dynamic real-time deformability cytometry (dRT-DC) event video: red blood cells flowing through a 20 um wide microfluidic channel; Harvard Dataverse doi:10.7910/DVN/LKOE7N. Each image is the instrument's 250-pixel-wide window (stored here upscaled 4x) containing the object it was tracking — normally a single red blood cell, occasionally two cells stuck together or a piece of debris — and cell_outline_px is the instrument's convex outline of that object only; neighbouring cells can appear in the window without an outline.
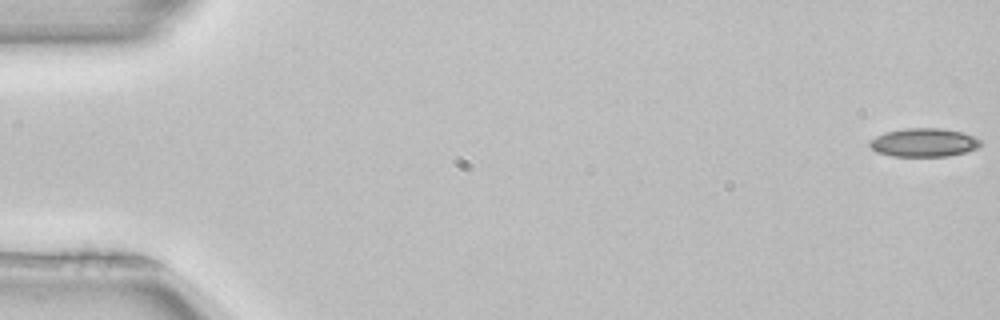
{"species": "common noctule bat (a hibernating species)", "species_latin": "Nyctalus noctula", "temperature_condition": "room temperature", "stored_images_in_passage": 53, "camera_frame_rate_fps": 3000, "um_per_image_px": 0.085, "animal": {"sex": "female", "body_mass_g": 22.7, "forearm_length_mm": 54.2}, "frame": {"image": 1, "passage_image": 1, "time_ms": 0.0, "image_size_px": [1000, 320], "cell_outline_px": [[984, 144], [976, 148], [964, 152], [948, 156], [892, 156], [876, 152], [868, 144], [868, 140], [884, 132], [904, 128], [940, 128], [960, 132], [972, 136], [980, 140]], "centroid_in_image_um": [78.48, 12.11], "position_along_channel_um": 6.5, "area_um2": 18.44}}
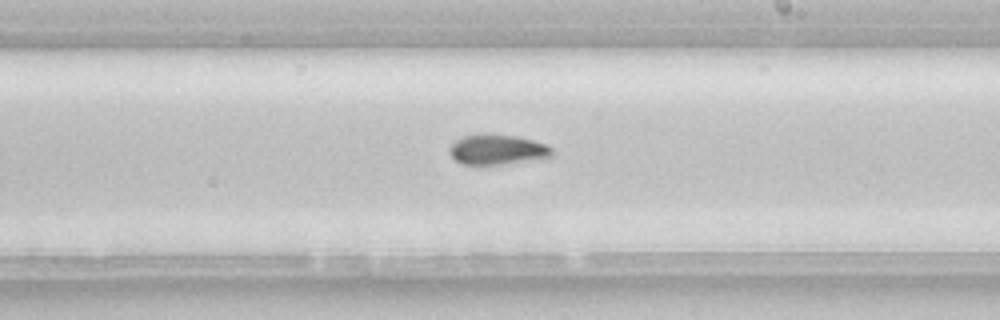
{"frame": {"image": 2, "passage_image": 31, "time_ms": 10.0, "image_size_px": [1000, 320], "cell_outline_px": [[552, 156], [544, 160], [500, 164], [460, 164], [448, 152], [448, 148], [456, 140], [464, 136], [476, 132], [488, 132], [516, 136], [532, 140], [544, 144], [552, 148]], "centroid_in_image_um": [42.27, 12.7], "position_along_channel_um": 246.7, "area_um2": 18.55}}
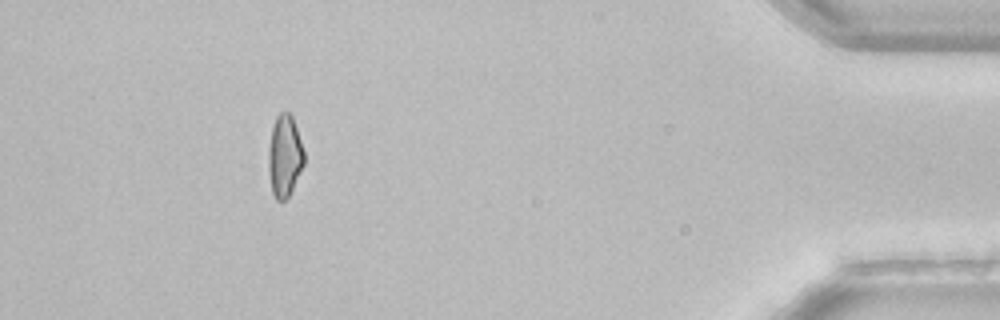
{"frame": {"image": 3, "passage_image": 48, "time_ms": 15.667, "image_size_px": [1000, 320], "cell_outline_px": [[304, 164], [288, 196], [284, 200], [276, 200], [272, 192], [268, 172], [268, 148], [272, 128], [276, 116], [280, 112], [288, 112], [292, 116], [304, 152]], "centroid_in_image_um": [24.17, 13.25], "position_along_channel_um": 411.0, "area_um2": 16.82}, "authors_computed_cell_mechanics": {"area_um2": 18.6116, "velocity_mm_per_s": 3.9754, "shape_relaxation_time_tau1_ms": 8.719, "shape_relaxation_time_tau2_ms": 7.2054, "deformation_change_tau1": 0.1346, "deformation_change_tau2": 0.1304}}